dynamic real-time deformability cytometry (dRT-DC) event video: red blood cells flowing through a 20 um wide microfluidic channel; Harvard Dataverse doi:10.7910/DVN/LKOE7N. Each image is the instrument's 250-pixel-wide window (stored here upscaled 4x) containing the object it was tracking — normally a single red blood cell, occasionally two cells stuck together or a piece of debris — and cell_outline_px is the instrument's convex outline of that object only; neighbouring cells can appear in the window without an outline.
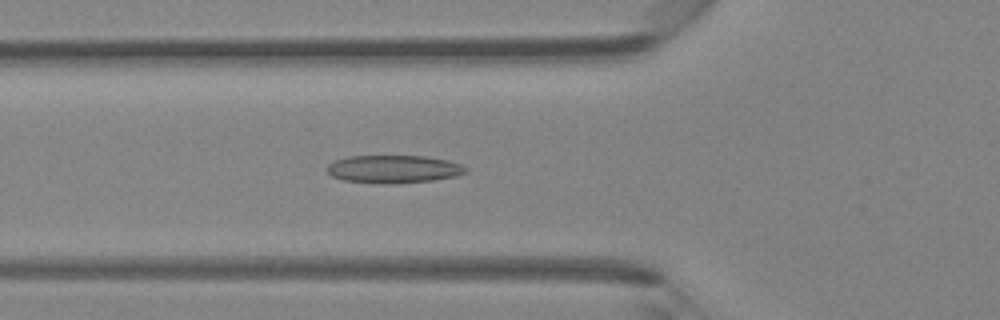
{"species": "Egyptian fruit bat (a non-hibernating species)", "species_latin": "Rousettus aegyptiacus", "temperature_condition": "room temperature", "stored_images_in_passage": 37, "camera_frame_rate_fps": 3000, "um_per_image_px": 0.085, "animal": {"sex": "female"}, "frame": {"image": 1, "passage_image": 8, "time_ms": 2.333, "image_size_px": [1000, 320], "cell_outline_px": [[468, 172], [456, 176], [432, 180], [384, 184], [344, 180], [332, 176], [324, 168], [328, 164], [336, 160], [348, 156], [424, 156], [448, 160], [460, 164], [468, 168]], "centroid_in_image_um": [33.45, 14.37], "position_along_channel_um": 92.3, "area_um2": 22.48}}
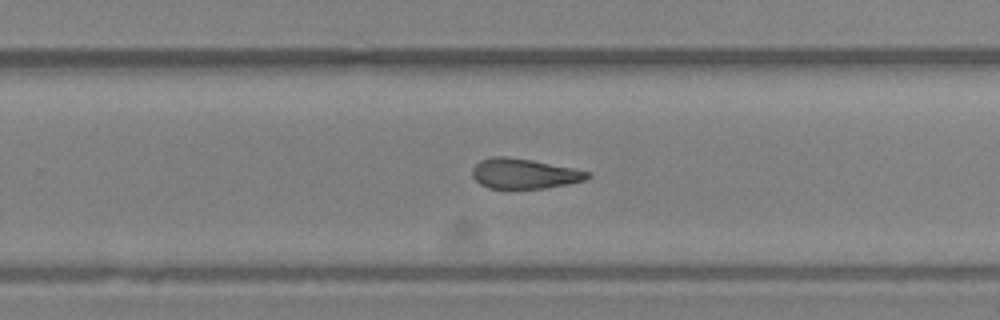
{"frame": {"image": 2, "passage_image": 21, "time_ms": 6.667, "image_size_px": [1000, 320], "cell_outline_px": [[592, 176], [584, 180], [568, 184], [544, 188], [488, 188], [480, 184], [472, 176], [472, 168], [480, 160], [492, 156], [504, 156], [532, 160], [592, 172]], "centroid_in_image_um": [44.55, 14.75], "position_along_channel_um": 285.3, "area_um2": 20.17}}
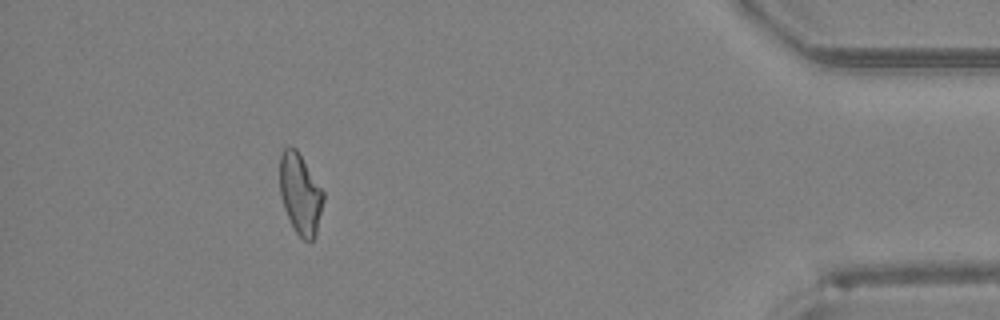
{"frame": {"image": 3, "passage_image": 33, "time_ms": 10.667, "image_size_px": [1000, 320], "cell_outline_px": [[324, 200], [316, 236], [312, 240], [304, 240], [296, 232], [284, 208], [280, 196], [280, 152], [284, 148], [296, 148], [324, 192]], "centroid_in_image_um": [25.53, 16.48], "position_along_channel_um": 409.7, "area_um2": 20.35}}